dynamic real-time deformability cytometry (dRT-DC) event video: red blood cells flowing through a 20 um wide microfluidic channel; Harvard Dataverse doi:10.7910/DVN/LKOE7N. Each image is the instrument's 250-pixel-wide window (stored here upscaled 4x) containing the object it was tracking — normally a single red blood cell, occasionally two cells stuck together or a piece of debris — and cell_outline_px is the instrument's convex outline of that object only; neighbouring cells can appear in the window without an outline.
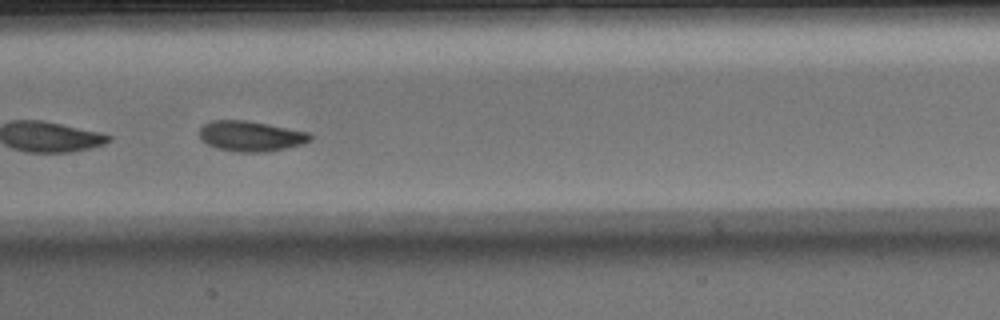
{"species": "Egyptian fruit bat (a non-hibernating species)", "species_latin": "Rousettus aegyptiacus", "temperature_condition": "warm", "stored_images_in_passage": 49, "segment_of_instrument_passage": [2, 2], "camera_frame_rate_fps": 3000, "um_per_image_px": 0.085, "animal": {"sex": "male"}, "frame": {"image": 1, "passage_image": 25, "time_ms": 8.0, "image_size_px": [1000, 320], "cell_outline_px": [[312, 140], [300, 144], [284, 148], [264, 152], [236, 152], [216, 148], [200, 140], [200, 128], [204, 124], [212, 120], [248, 120], [308, 132], [312, 136]], "centroid_in_image_um": [21.28, 11.56], "position_along_channel_um": 186.1, "area_um2": 19.54}}
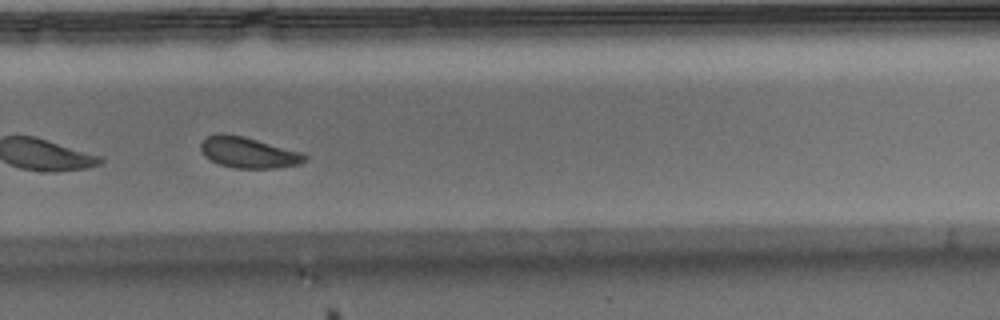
{"frame": {"image": 2, "passage_image": 34, "time_ms": 11.0, "image_size_px": [1000, 320], "cell_outline_px": [[308, 156], [300, 164], [276, 168], [236, 168], [220, 164], [204, 156], [200, 148], [200, 144], [208, 136], [216, 132], [224, 132], [244, 136], [304, 152]], "centroid_in_image_um": [21.12, 12.94], "position_along_channel_um": 308.7, "area_um2": 18.96}}